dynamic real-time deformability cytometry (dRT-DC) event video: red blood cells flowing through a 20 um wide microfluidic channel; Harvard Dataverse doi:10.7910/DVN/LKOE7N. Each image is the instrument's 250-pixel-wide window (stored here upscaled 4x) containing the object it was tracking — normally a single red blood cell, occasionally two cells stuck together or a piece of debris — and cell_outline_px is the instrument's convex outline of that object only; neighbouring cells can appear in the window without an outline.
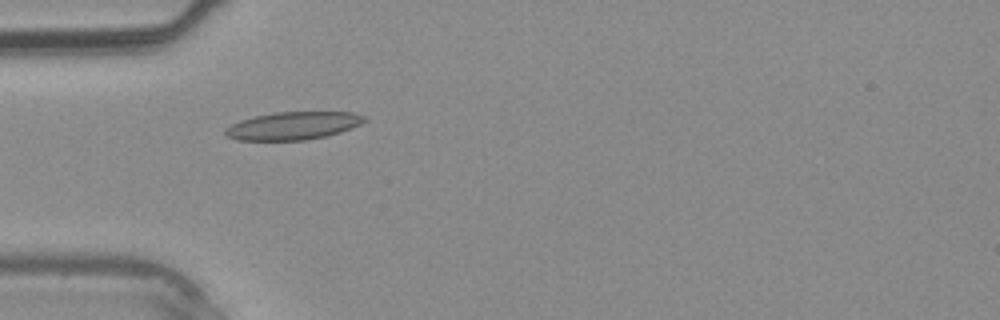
{"species": "common noctule bat (a hibernating species)", "species_latin": "Nyctalus noctula", "temperature_condition": "warm", "stored_images_in_passage": 39, "camera_frame_rate_fps": 3000, "um_per_image_px": 0.085, "animal": {"sex": "male", "body_mass_g": 20.4}, "frame": {"image": 1, "passage_image": 12, "time_ms": 3.667, "image_size_px": [1000, 320], "cell_outline_px": [[368, 120], [352, 128], [328, 136], [304, 140], [236, 140], [224, 136], [224, 128], [240, 120], [256, 116], [276, 112], [352, 112], [368, 116]], "centroid_in_image_um": [24.93, 10.69], "position_along_channel_um": 60.1, "area_um2": 22.77}}